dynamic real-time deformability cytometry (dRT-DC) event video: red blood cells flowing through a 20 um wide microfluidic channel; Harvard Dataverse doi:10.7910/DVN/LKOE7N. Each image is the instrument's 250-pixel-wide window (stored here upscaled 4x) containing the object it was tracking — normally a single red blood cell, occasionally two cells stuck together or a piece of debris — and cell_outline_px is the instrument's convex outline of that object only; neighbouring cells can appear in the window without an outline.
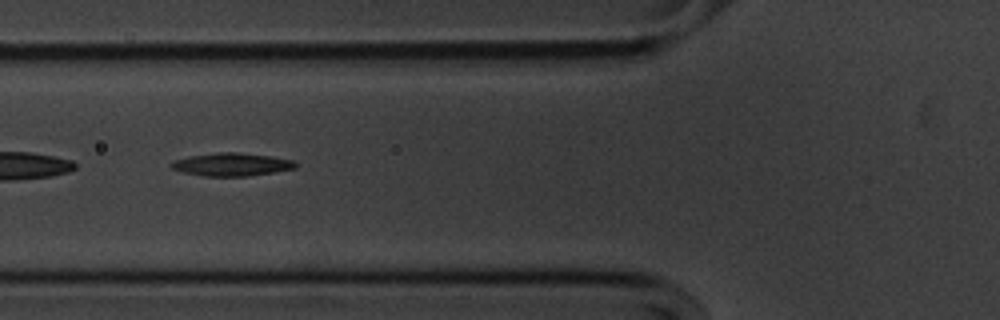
{"species": "common noctule bat (a hibernating species)", "species_latin": "Nyctalus noctula", "temperature_condition": "cold", "stored_images_in_passage": 50, "camera_frame_rate_fps": 3000, "um_per_image_px": 0.085, "animal": {"sex": "male", "body_mass_g": 20.1, "forearm_length_mm": 53.5}, "frame": {"image": 1, "passage_image": 15, "time_ms": 4.667, "image_size_px": [1000, 320], "cell_outline_px": [[296, 168], [248, 176], [204, 176], [184, 172], [172, 168], [168, 164], [172, 160], [188, 156], [220, 152], [236, 152], [272, 156], [292, 160], [296, 164]], "centroid_in_image_um": [19.64, 13.97], "position_along_channel_um": 106.2, "area_um2": 16.59}}
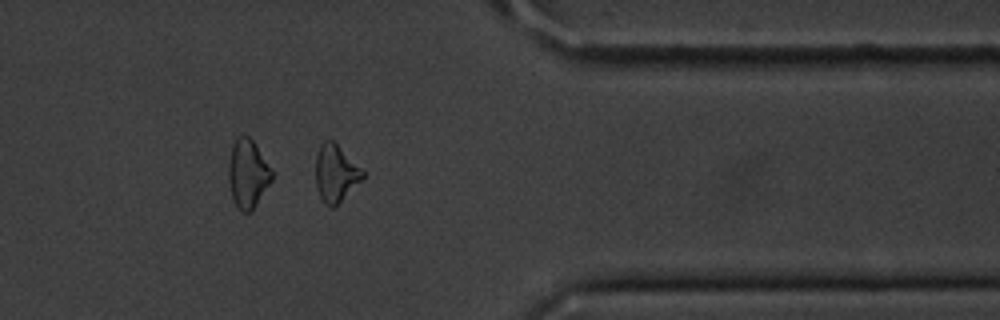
{"frame": {"image": 2, "passage_image": 39, "time_ms": 12.667, "image_size_px": [1000, 320], "cell_outline_px": [[364, 176], [332, 208], [324, 204], [316, 188], [316, 156], [320, 144], [324, 140], [332, 140], [364, 172]], "centroid_in_image_um": [28.48, 14.72], "position_along_channel_um": 382.9, "area_um2": 15.03}}
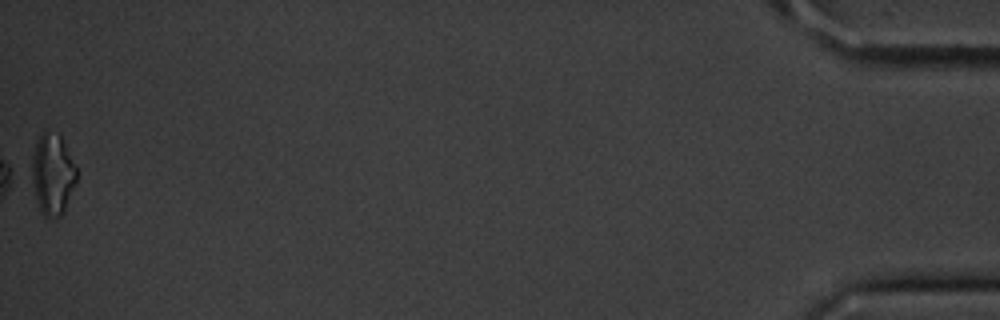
{"frame": {"image": 3, "passage_image": 50, "time_ms": 16.333, "image_size_px": [1000, 320], "cell_outline_px": [[76, 184], [64, 212], [60, 216], [44, 216], [40, 208], [24, 172], [36, 144], [44, 128], [60, 136], [76, 168]], "centroid_in_image_um": [4.36, 14.8], "position_along_channel_um": 430.8, "area_um2": 22.02}, "authors_computed_cell_mechanics": {"area_um2": 16.7909, "velocity_mm_per_s": 3.6118, "shape_relaxation_time_tau1_ms": 3.4002, "shape_relaxation_time_tau2_ms": null, "deformation_change_tau1": 0.1117, "deformation_change_tau2": null}}